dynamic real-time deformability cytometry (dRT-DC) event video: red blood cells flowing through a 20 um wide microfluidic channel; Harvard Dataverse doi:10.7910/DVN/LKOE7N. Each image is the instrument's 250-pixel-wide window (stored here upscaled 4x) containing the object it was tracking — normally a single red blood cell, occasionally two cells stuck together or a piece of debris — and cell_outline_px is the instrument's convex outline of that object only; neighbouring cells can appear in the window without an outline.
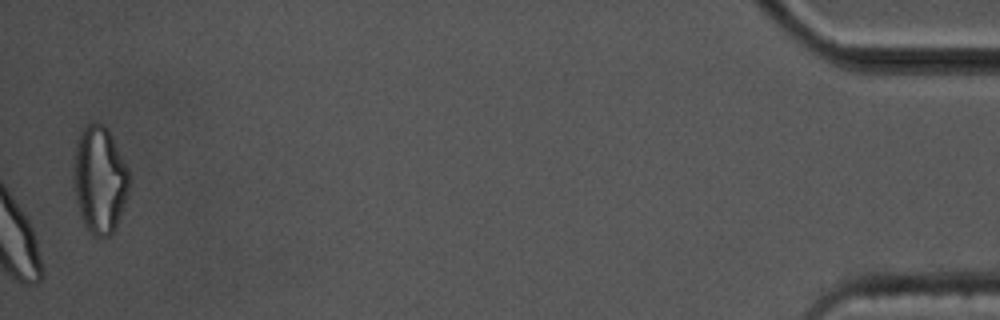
{"species": "common noctule bat (a hibernating species)", "species_latin": "Nyctalus noctula", "temperature_condition": "cold", "stored_images_in_passage": 56, "camera_frame_rate_fps": 3000, "um_per_image_px": 0.085, "animal": {"sex": "male", "body_mass_g": 17.5, "forearm_length_mm": 52.3}, "frame": {"image": 1, "passage_image": 56, "time_ms": 18.333, "image_size_px": [1000, 320], "cell_outline_px": [[128, 192], [116, 228], [108, 236], [92, 236], [84, 224], [80, 216], [76, 200], [72, 176], [72, 164], [76, 144], [80, 132], [88, 124], [100, 124], [108, 128], [128, 168]], "centroid_in_image_um": [8.44, 15.29], "position_along_channel_um": 426.8, "area_um2": 34.74}, "authors_computed_cell_mechanics": {"area_um2": 22.5709, "velocity_mm_per_s": 3.4956, "shape_relaxation_time_tau1_ms": 3.9242, "shape_relaxation_time_tau2_ms": 1.3486, "deformation_change_tau1": 0.0973, "deformation_change_tau2": 0.0537}}